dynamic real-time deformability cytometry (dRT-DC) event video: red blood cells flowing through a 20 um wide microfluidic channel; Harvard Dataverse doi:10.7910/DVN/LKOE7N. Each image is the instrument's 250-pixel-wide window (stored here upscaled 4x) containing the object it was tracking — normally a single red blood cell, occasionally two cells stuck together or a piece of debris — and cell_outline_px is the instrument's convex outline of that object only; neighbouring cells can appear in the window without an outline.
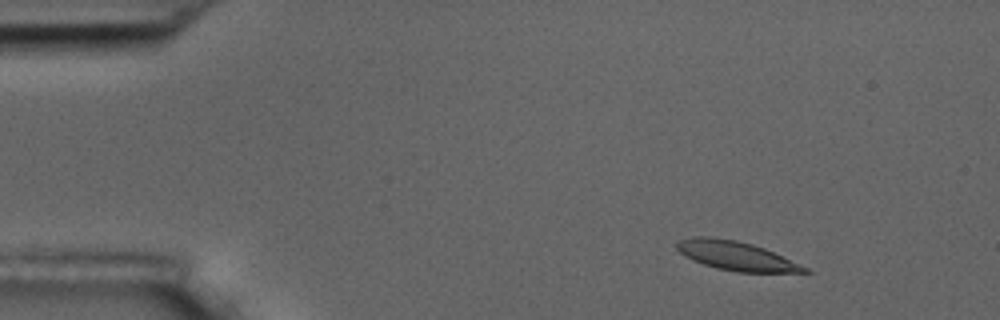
{"species": "common noctule bat (a hibernating species)", "species_latin": "Nyctalus noctula", "temperature_condition": "room temperature", "stored_images_in_passage": 6, "camera_frame_rate_fps": 3000, "um_per_image_px": 0.085, "animal": {"sex": "male", "body_mass_g": 17.5, "forearm_length_mm": 52.3}, "frame": {"image": 1, "passage_image": 2, "time_ms": 1.0, "image_size_px": [1000, 320], "cell_outline_px": [[812, 272], [736, 272], [716, 268], [692, 260], [680, 252], [676, 248], [676, 244], [680, 240], [692, 236], [712, 236], [736, 240], [752, 244], [764, 248], [808, 268]], "centroid_in_image_um": [62.53, 21.73], "position_along_channel_um": 22.5, "area_um2": 21.44}}
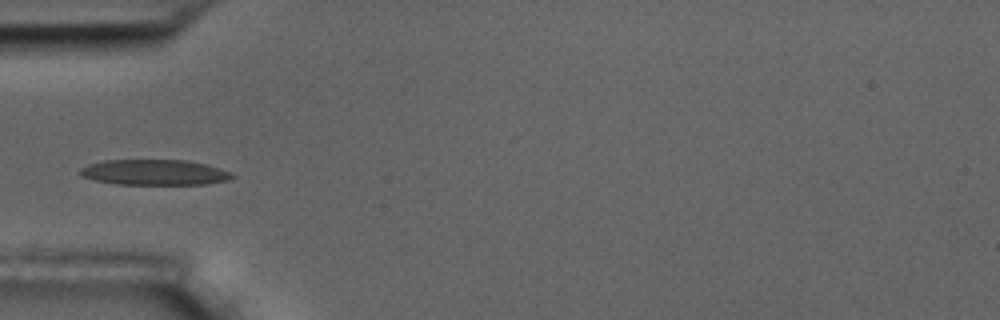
{"frame": {"image": 2, "passage_image": 5, "time_ms": 4.667, "image_size_px": [1000, 320], "cell_outline_px": [[236, 176], [228, 180], [204, 184], [116, 184], [96, 180], [80, 176], [80, 168], [88, 164], [104, 160], [188, 160], [208, 164], [232, 172]], "centroid_in_image_um": [13.16, 14.64], "position_along_channel_um": 71.8, "area_um2": 22.72}}